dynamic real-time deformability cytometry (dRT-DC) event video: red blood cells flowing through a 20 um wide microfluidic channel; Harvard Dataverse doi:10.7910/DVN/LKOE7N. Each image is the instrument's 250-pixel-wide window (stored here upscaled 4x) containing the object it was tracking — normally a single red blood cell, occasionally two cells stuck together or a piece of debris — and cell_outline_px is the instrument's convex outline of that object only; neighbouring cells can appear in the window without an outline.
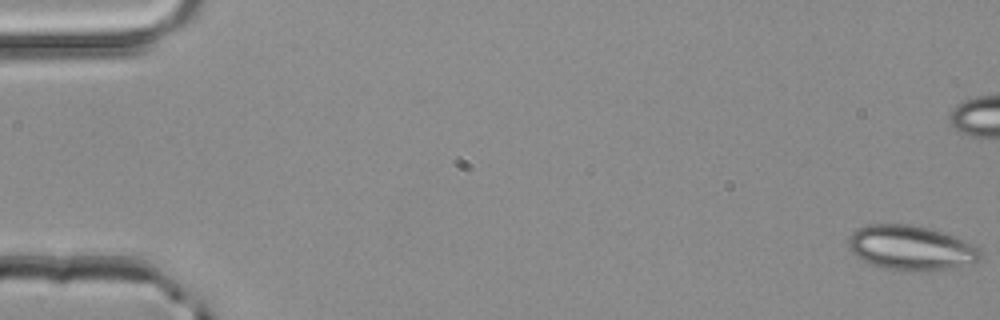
{"species": "common noctule bat (a hibernating species)", "species_latin": "Nyctalus noctula", "temperature_condition": "room temperature", "stored_images_in_passage": 53, "camera_frame_rate_fps": 3000, "um_per_image_px": 0.085, "animal": {"sex": "male", "body_mass_g": 20.4}, "frame": {"image": 1, "passage_image": 1, "time_ms": 0.0, "image_size_px": [1000, 320], "cell_outline_px": [[980, 260], [948, 268], [908, 272], [904, 272], [884, 268], [872, 264], [856, 256], [852, 252], [848, 244], [848, 240], [852, 232], [860, 228], [872, 224], [908, 224], [928, 228], [944, 232], [964, 240], [980, 248]], "centroid_in_image_um": [77.41, 21.06], "position_along_channel_um": 7.6, "area_um2": 34.04}}
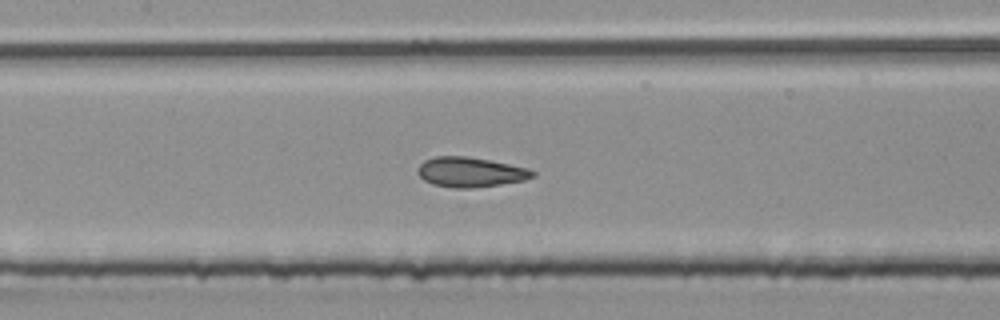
{"frame": {"image": 2, "passage_image": 25, "time_ms": 8.0, "image_size_px": [1000, 320], "cell_outline_px": [[536, 176], [524, 180], [500, 184], [472, 188], [452, 188], [432, 184], [424, 180], [416, 172], [416, 168], [424, 160], [436, 156], [464, 156], [488, 160], [528, 168], [536, 172]], "centroid_in_image_um": [39.95, 14.63], "position_along_channel_um": 167.4, "area_um2": 20.0}}
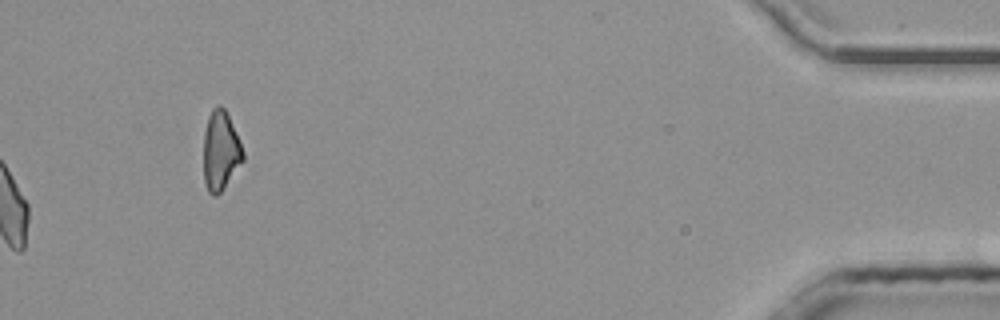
{"frame": {"image": 3, "passage_image": 53, "time_ms": 17.333, "image_size_px": [1000, 320], "cell_outline_px": [[244, 160], [224, 188], [216, 196], [212, 196], [208, 192], [204, 180], [204, 132], [208, 116], [212, 108], [216, 104], [220, 104], [224, 108], [228, 116], [244, 152]], "centroid_in_image_um": [18.74, 12.82], "position_along_channel_um": 416.5, "area_um2": 18.21}, "authors_computed_cell_mechanics": {"area_um2": 19.7098, "velocity_mm_per_s": 4.0684, "shape_relaxation_time_tau1_ms": 7.1678, "shape_relaxation_time_tau2_ms": 1.1016, "deformation_change_tau1": 0.1483, "deformation_change_tau2": 0.0726}}